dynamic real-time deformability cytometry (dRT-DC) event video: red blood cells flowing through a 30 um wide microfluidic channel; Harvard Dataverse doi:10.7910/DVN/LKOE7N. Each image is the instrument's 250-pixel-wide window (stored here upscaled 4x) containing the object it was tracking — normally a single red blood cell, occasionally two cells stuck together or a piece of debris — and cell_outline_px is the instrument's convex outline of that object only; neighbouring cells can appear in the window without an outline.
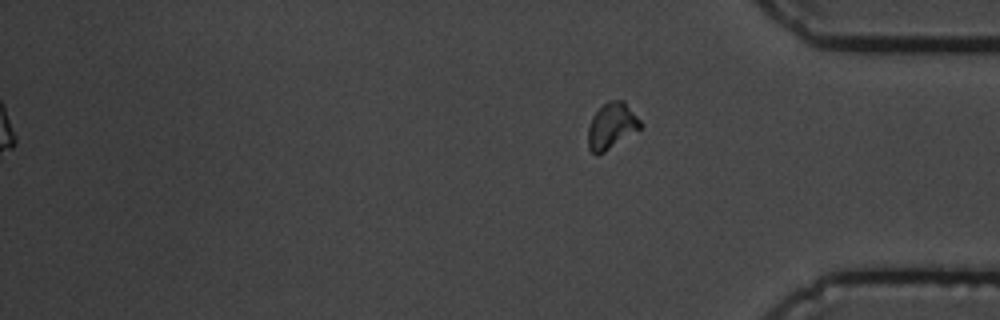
{"species": "common noctule bat (a hibernating species)", "species_latin": "Nyctalus noctula", "temperature_condition": "cold", "stored_images_in_passage": 18, "camera_frame_rate_fps": 3000, "um_per_image_px": 0.085, "animal": {"sex": "male", "body_mass_g": 19.5, "forearm_length_mm": 54.6}, "frame": {"image": 1, "passage_image": 18, "time_ms": 19.667, "image_size_px": [1000, 320], "cell_outline_px": [[640, 128], [604, 152], [596, 156], [588, 148], [588, 128], [592, 116], [608, 100], [624, 100], [640, 120]], "centroid_in_image_um": [51.95, 10.7], "position_along_channel_um": 383.2, "area_um2": 13.81}, "authors_computed_cell_mechanics": {"area_um2": 18.5249, "velocity_mm_per_s": 3.516, "shape_relaxation_time_tau1_ms": 2.6086, "shape_relaxation_time_tau2_ms": 2.5659, "deformation_change_tau1": 0.1077, "deformation_change_tau2": 0.0821}}